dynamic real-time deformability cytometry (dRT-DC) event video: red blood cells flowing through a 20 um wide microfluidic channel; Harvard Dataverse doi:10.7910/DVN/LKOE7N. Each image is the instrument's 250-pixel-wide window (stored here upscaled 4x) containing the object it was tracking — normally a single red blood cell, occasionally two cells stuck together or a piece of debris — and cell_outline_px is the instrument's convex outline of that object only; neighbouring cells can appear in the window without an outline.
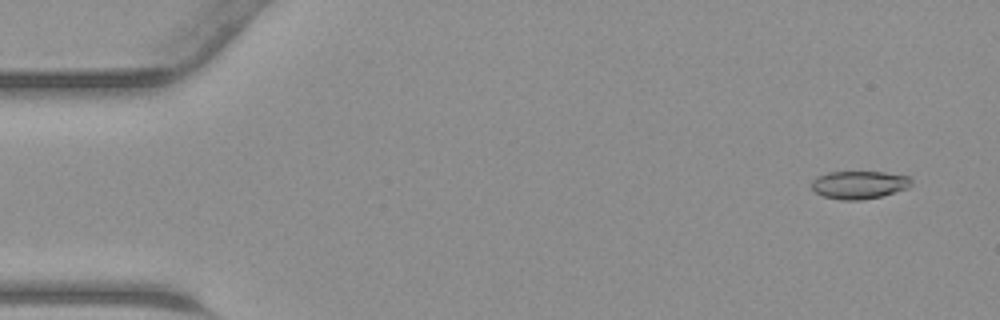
{"species": "common noctule bat (a hibernating species)", "species_latin": "Nyctalus noctula", "temperature_condition": "warm", "stored_images_in_passage": 44, "camera_frame_rate_fps": 3000, "um_per_image_px": 0.085, "animal": {"sex": "male", "body_mass_g": 23.1, "forearm_length_mm": 52.7}, "frame": {"image": 1, "passage_image": 2, "time_ms": 0.333, "image_size_px": [1000, 320], "cell_outline_px": [[912, 184], [908, 188], [880, 196], [860, 200], [840, 200], [824, 196], [816, 192], [812, 188], [812, 180], [816, 176], [828, 172], [884, 172], [908, 176], [912, 180]], "centroid_in_image_um": [73.02, 15.7], "position_along_channel_um": 12.0, "area_um2": 16.18}}
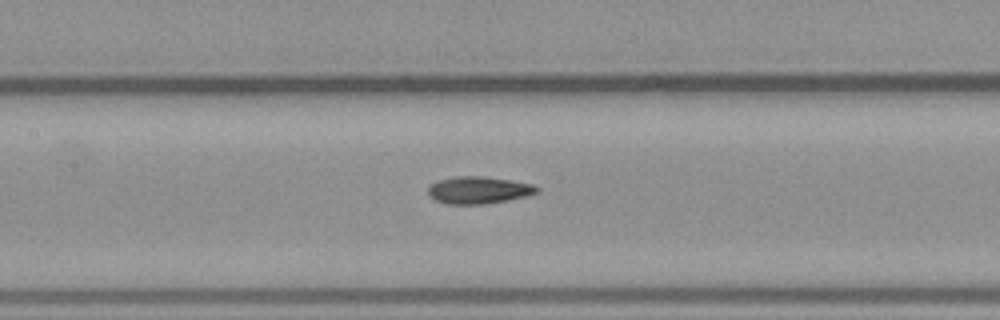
{"frame": {"image": 2, "passage_image": 20, "time_ms": 6.333, "image_size_px": [1000, 320], "cell_outline_px": [[540, 192], [524, 196], [484, 204], [444, 204], [428, 196], [428, 188], [432, 184], [440, 180], [456, 176], [484, 176], [532, 184], [540, 188]], "centroid_in_image_um": [40.66, 16.16], "position_along_channel_um": 166.7, "area_um2": 17.05}}
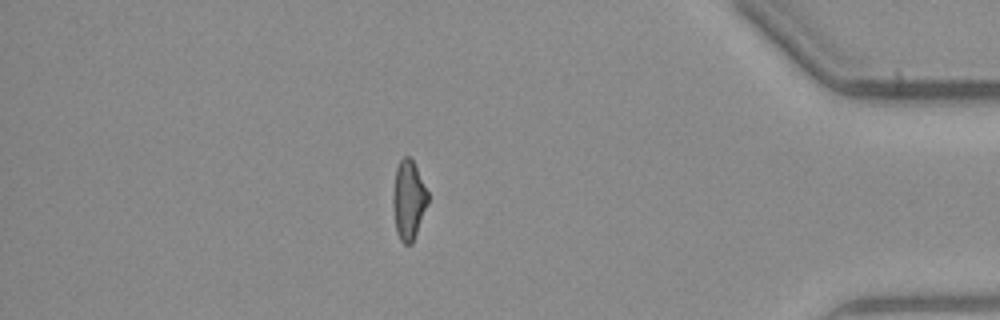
{"frame": {"image": 3, "passage_image": 38, "time_ms": 12.333, "image_size_px": [1000, 320], "cell_outline_px": [[428, 204], [412, 244], [404, 244], [400, 240], [396, 232], [392, 204], [392, 200], [396, 168], [400, 160], [404, 156], [408, 156], [412, 160], [428, 192]], "centroid_in_image_um": [34.72, 17.03], "position_along_channel_um": 400.5, "area_um2": 16.07}}